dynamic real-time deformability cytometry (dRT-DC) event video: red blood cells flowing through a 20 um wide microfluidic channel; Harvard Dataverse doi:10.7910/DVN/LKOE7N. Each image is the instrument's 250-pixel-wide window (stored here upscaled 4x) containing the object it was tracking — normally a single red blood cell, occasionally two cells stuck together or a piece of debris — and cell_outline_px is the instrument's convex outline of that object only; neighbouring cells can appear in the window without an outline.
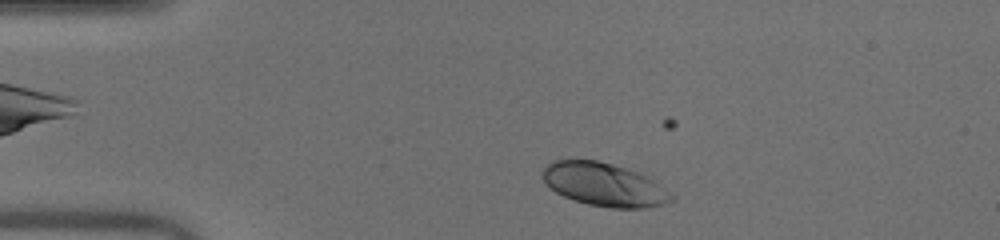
{"species": "human", "species_latin": "Homo sapiens", "temperature_condition": "warm", "stored_images_in_passage": 43, "camera_frame_rate_fps": 3000, "um_per_image_px": 0.085, "donor": {"sex": "male"}, "frame": {"image": 1, "passage_image": 3, "time_ms": 0.667, "image_size_px": [1000, 240], "cell_outline_px": [[676, 200], [664, 204], [648, 208], [612, 208], [588, 204], [564, 196], [556, 192], [540, 176], [540, 172], [552, 160], [596, 160], [612, 164], [636, 172], [656, 180], [672, 192], [676, 196]], "centroid_in_image_um": [51.42, 15.7], "position_along_channel_um": 33.6, "area_um2": 32.66}}
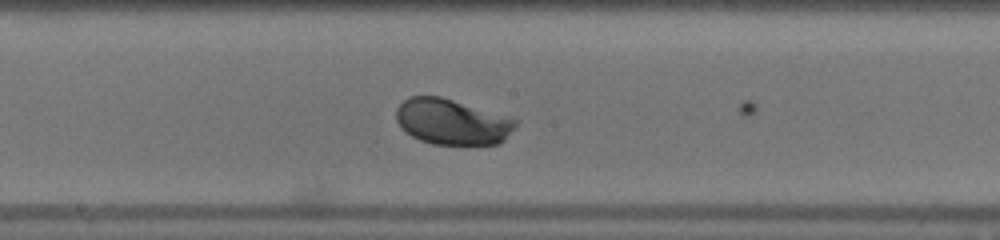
{"frame": {"image": 2, "passage_image": 20, "time_ms": 6.333, "image_size_px": [1000, 240], "cell_outline_px": [[516, 124], [504, 140], [500, 144], [432, 144], [420, 140], [412, 136], [396, 120], [396, 108], [404, 100], [412, 96], [440, 96], [516, 120]], "centroid_in_image_um": [38.38, 10.36], "position_along_channel_um": 209.8, "area_um2": 30.98}}
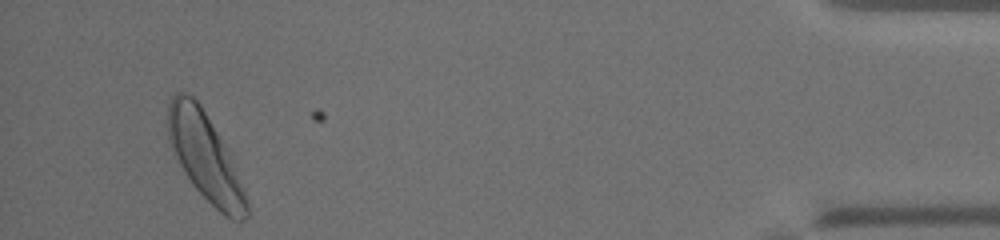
{"frame": {"image": 3, "passage_image": 41, "time_ms": 13.333, "image_size_px": [1000, 240], "cell_outline_px": [[248, 216], [244, 220], [232, 220], [224, 216], [192, 184], [184, 172], [168, 140], [168, 104], [172, 96], [176, 92], [184, 92], [192, 96], [200, 104], [216, 132], [224, 148], [244, 192], [248, 204]], "centroid_in_image_um": [17.38, 13.32], "position_along_channel_um": 417.8, "area_um2": 38.38}, "authors_computed_cell_mechanics": {"area_um2": 32.1946, "velocity_mm_per_s": 3.9894, "shape_relaxation_time_tau1_ms": 1.4694, "shape_relaxation_time_tau2_ms": 6.0235, "deformation_change_tau1": 0.1326, "deformation_change_tau2": 0.1597}}